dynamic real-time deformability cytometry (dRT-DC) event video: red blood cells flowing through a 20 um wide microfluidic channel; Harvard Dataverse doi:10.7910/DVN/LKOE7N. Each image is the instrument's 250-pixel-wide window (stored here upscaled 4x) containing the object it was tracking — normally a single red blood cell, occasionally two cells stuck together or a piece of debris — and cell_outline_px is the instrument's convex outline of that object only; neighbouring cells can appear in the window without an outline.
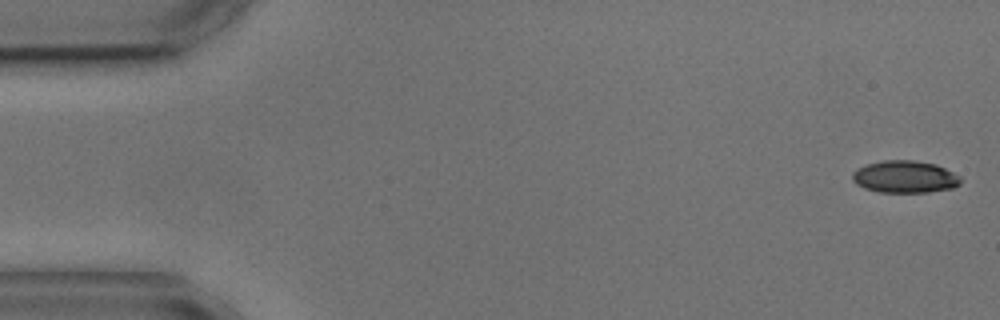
{"species": "common noctule bat (a hibernating species)", "species_latin": "Nyctalus noctula", "temperature_condition": "cold", "stored_images_in_passage": 4, "camera_frame_rate_fps": 3000, "um_per_image_px": 0.085, "animal": {"sex": "male", "body_mass_g": 17.9, "forearm_length_mm": 54.2}, "frame": {"image": 1, "passage_image": 1, "time_ms": 0.0, "image_size_px": [1000, 320], "cell_outline_px": [[960, 184], [952, 188], [928, 192], [876, 192], [864, 188], [856, 184], [852, 180], [852, 172], [856, 168], [868, 164], [884, 160], [912, 160], [936, 164], [960, 176]], "centroid_in_image_um": [76.88, 15.03], "position_along_channel_um": 8.1, "area_um2": 20.35}}
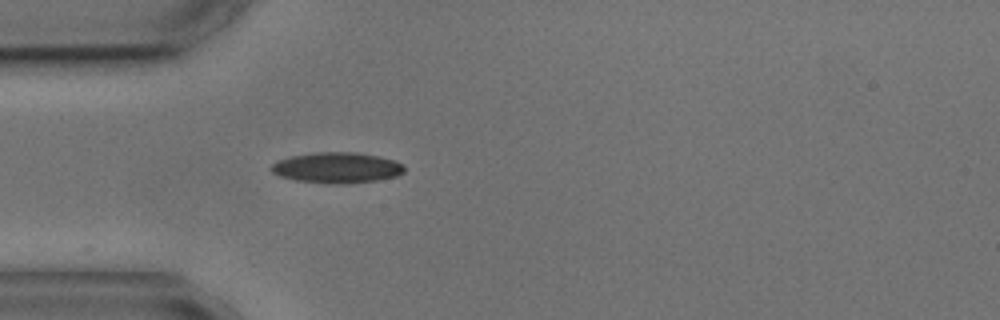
{"frame": {"image": 2, "passage_image": 4, "time_ms": 4.667, "image_size_px": [1000, 320], "cell_outline_px": [[404, 172], [396, 176], [376, 180], [348, 184], [324, 184], [296, 180], [280, 176], [272, 172], [268, 168], [276, 160], [288, 156], [312, 152], [356, 152], [380, 156], [404, 164]], "centroid_in_image_um": [28.59, 14.25], "position_along_channel_um": 56.4, "area_um2": 24.22}}